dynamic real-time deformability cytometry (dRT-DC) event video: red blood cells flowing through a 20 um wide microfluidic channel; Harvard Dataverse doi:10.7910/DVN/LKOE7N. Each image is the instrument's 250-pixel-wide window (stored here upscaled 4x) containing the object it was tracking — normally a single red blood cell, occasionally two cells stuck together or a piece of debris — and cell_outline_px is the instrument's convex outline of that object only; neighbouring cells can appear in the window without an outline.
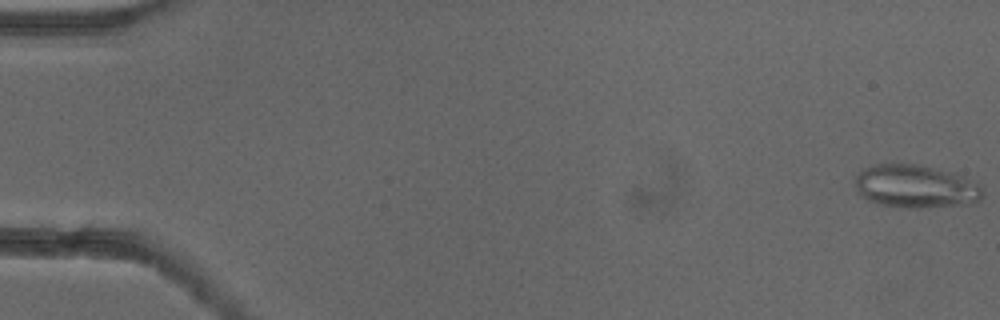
{"species": "common noctule bat (a hibernating species)", "species_latin": "Nyctalus noctula", "temperature_condition": "cold", "stored_images_in_passage": 53, "camera_frame_rate_fps": 3000, "um_per_image_px": 0.085, "animal": {"sex": "female"}, "frame": {"image": 1, "passage_image": 1, "time_ms": 0.0, "image_size_px": [1000, 320], "cell_outline_px": [[984, 192], [980, 200], [968, 204], [920, 208], [912, 208], [880, 204], [868, 200], [860, 196], [856, 192], [856, 176], [864, 168], [872, 164], [920, 164], [952, 172], [980, 184], [984, 188]], "centroid_in_image_um": [77.84, 15.84], "position_along_channel_um": 7.2, "area_um2": 32.19}}
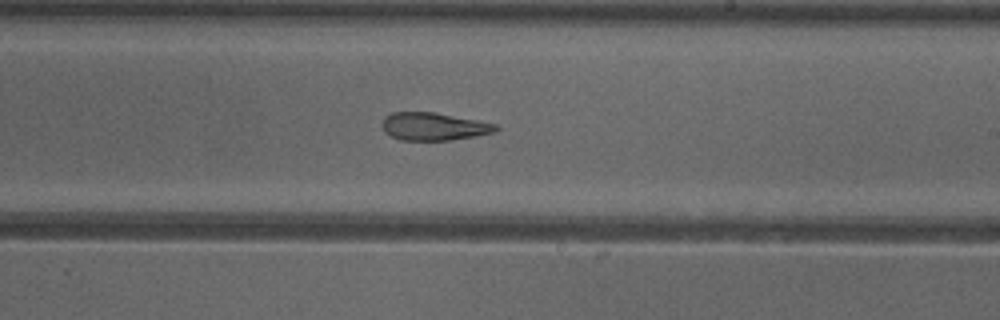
{"frame": {"image": 2, "passage_image": 32, "time_ms": 10.333, "image_size_px": [1000, 320], "cell_outline_px": [[500, 128], [496, 132], [476, 136], [452, 140], [400, 140], [384, 132], [380, 124], [384, 116], [392, 112], [432, 112], [476, 120], [496, 124]], "centroid_in_image_um": [36.84, 10.75], "position_along_channel_um": 252.2, "area_um2": 18.5}}
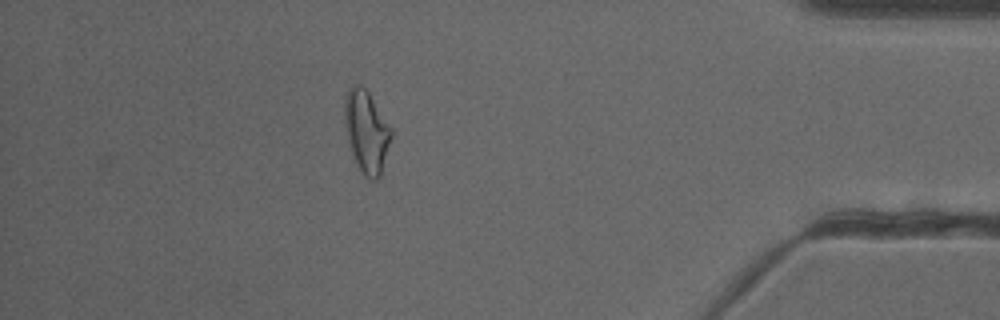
{"frame": {"image": 3, "passage_image": 47, "time_ms": 15.333, "image_size_px": [1000, 320], "cell_outline_px": [[392, 136], [380, 176], [376, 180], [372, 180], [364, 176], [360, 172], [356, 164], [348, 144], [344, 124], [344, 96], [348, 88], [352, 84], [360, 84], [368, 92], [392, 128]], "centroid_in_image_um": [31.12, 11.17], "position_along_channel_um": 404.1, "area_um2": 22.66}, "authors_computed_cell_mechanics": {"area_um2": 21.7906, "velocity_mm_per_s": 3.9243, "shape_relaxation_time_tau1_ms": null, "shape_relaxation_time_tau2_ms": 5.3257, "deformation_change_tau1": null, "deformation_change_tau2": 0.139}}